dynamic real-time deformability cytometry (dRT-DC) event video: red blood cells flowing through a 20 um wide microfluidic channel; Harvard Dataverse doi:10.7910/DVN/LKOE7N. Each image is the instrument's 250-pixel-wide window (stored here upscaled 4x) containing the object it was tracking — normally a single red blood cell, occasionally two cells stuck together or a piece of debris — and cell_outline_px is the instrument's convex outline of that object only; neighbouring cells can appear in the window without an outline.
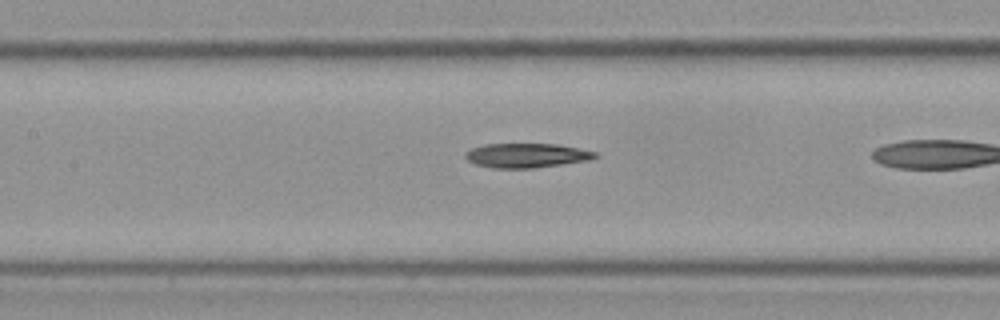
{"species": "Egyptian fruit bat (a non-hibernating species)", "species_latin": "Rousettus aegyptiacus", "temperature_condition": "cold", "stored_images_in_passage": 42, "camera_frame_rate_fps": 3000, "um_per_image_px": 0.085, "frame": {"image": 1, "passage_image": 24, "time_ms": 7.667, "image_size_px": [1000, 320], "cell_outline_px": [[600, 156], [588, 160], [532, 168], [496, 168], [476, 164], [468, 160], [464, 156], [472, 148], [484, 144], [556, 144], [596, 152]], "centroid_in_image_um": [44.76, 13.21], "position_along_channel_um": 162.6, "area_um2": 18.09}}
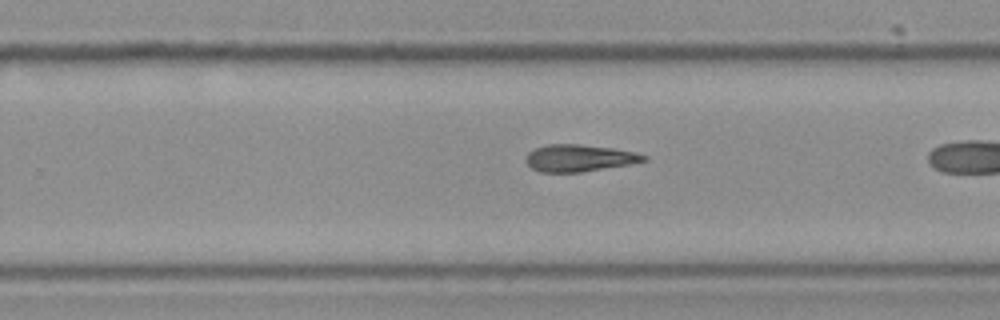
{"frame": {"image": 2, "passage_image": 34, "time_ms": 11.0, "image_size_px": [1000, 320], "cell_outline_px": [[648, 160], [628, 164], [580, 172], [540, 172], [532, 168], [524, 160], [528, 152], [536, 148], [548, 144], [580, 144], [612, 148], [636, 152], [648, 156]], "centroid_in_image_um": [49.22, 13.43], "position_along_channel_um": 280.6, "area_um2": 18.44}}
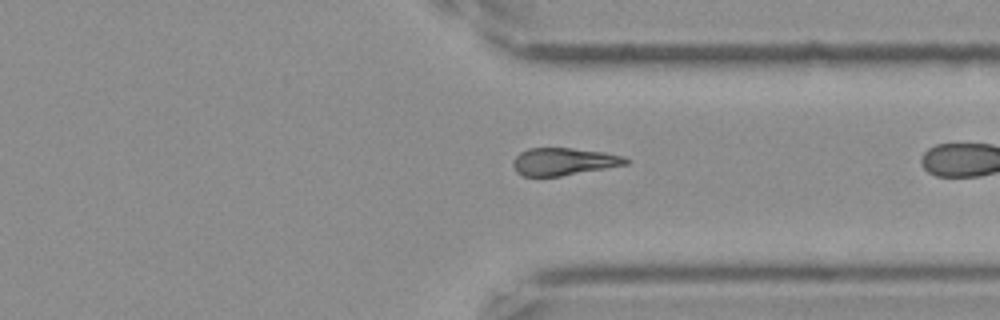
{"frame": {"image": 3, "passage_image": 41, "time_ms": 13.333, "image_size_px": [1000, 320], "cell_outline_px": [[628, 164], [560, 176], [524, 176], [516, 172], [512, 164], [516, 156], [520, 152], [528, 148], [572, 148], [604, 152], [624, 156], [628, 160]], "centroid_in_image_um": [47.89, 13.73], "position_along_channel_um": 363.5, "area_um2": 17.92}}